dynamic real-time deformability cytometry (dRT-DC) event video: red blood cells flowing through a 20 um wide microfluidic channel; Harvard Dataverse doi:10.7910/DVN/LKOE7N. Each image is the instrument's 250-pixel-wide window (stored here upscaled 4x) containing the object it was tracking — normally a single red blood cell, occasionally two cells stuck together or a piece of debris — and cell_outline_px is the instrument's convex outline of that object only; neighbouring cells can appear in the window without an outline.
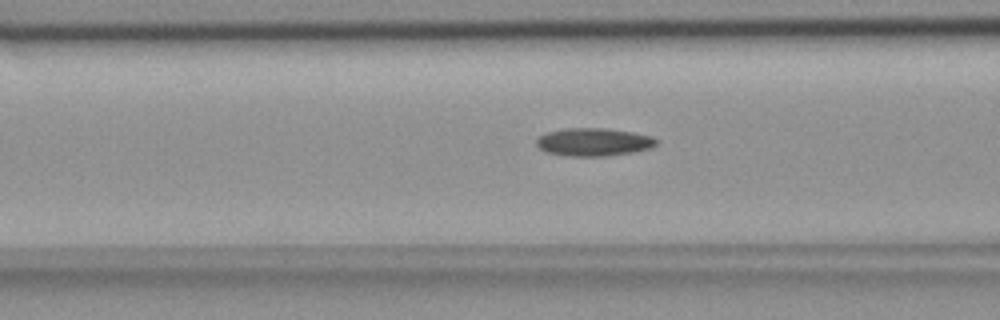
{"species": "common noctule bat (a hibernating species)", "species_latin": "Nyctalus noctula", "temperature_condition": "room temperature", "stored_images_in_passage": 46, "camera_frame_rate_fps": 3000, "um_per_image_px": 0.085, "animal": {"sex": "female", "body_mass_g": 18.4}, "frame": {"image": 1, "passage_image": 22, "time_ms": 7.0, "image_size_px": [1000, 320], "cell_outline_px": [[656, 144], [652, 148], [636, 152], [608, 156], [568, 156], [544, 152], [536, 144], [536, 140], [540, 136], [548, 132], [564, 128], [604, 128], [632, 132], [652, 136], [656, 140]], "centroid_in_image_um": [50.46, 12.08], "position_along_channel_um": 116.1, "area_um2": 19.65}}
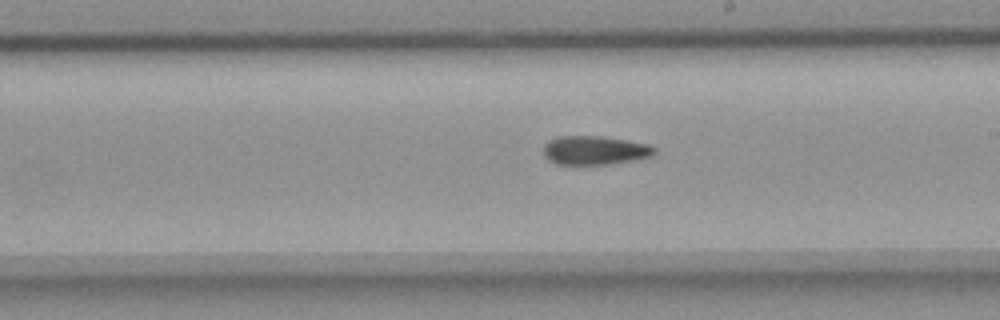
{"frame": {"image": 2, "passage_image": 32, "time_ms": 10.333, "image_size_px": [1000, 320], "cell_outline_px": [[656, 152], [652, 156], [636, 160], [612, 164], [556, 164], [548, 160], [544, 156], [544, 144], [548, 140], [556, 136], [596, 136], [624, 140], [648, 144], [656, 148]], "centroid_in_image_um": [50.54, 12.78], "position_along_channel_um": 238.5, "area_um2": 18.73}}
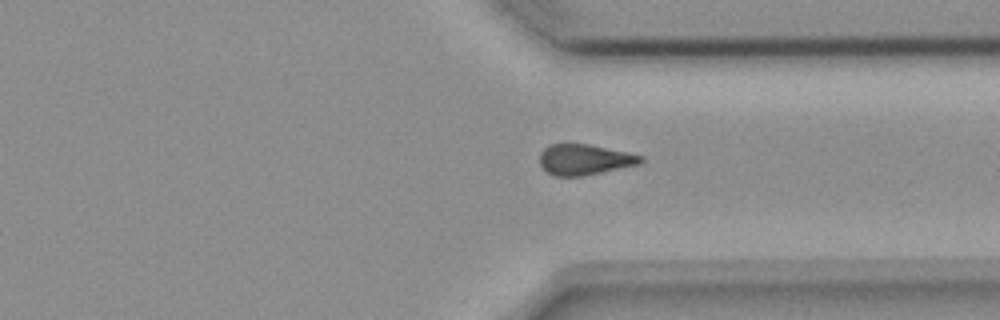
{"frame": {"image": 3, "passage_image": 42, "time_ms": 13.667, "image_size_px": [1000, 320], "cell_outline_px": [[644, 160], [640, 164], [584, 176], [552, 176], [540, 164], [540, 152], [548, 144], [588, 144], [644, 156]], "centroid_in_image_um": [49.68, 13.57], "position_along_channel_um": 361.7, "area_um2": 18.03}}